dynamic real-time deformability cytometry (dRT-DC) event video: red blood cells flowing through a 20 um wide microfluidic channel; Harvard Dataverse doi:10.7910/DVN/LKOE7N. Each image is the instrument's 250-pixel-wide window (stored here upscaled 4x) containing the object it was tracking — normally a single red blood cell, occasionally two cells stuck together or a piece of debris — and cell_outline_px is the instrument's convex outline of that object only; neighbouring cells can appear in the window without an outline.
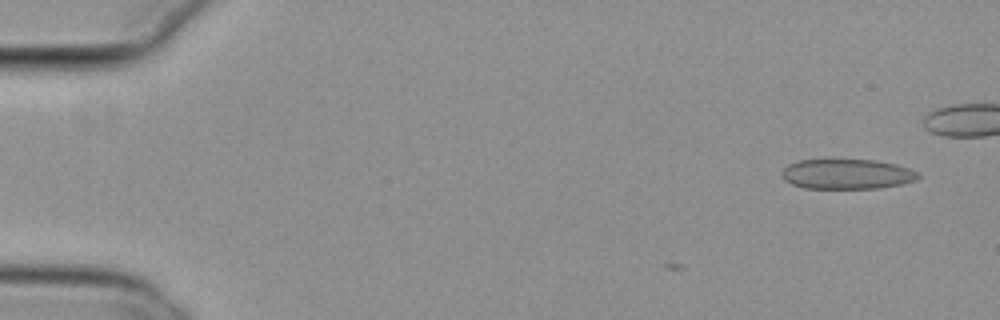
{"species": "common noctule bat (a hibernating species)", "species_latin": "Nyctalus noctula", "temperature_condition": "cold", "stored_images_in_passage": 2, "camera_frame_rate_fps": 3000, "um_per_image_px": 0.085, "animal": {"sex": "female", "body_mass_g": 29.2, "forearm_length_mm": 56.3}, "frame": {"image": 1, "passage_image": 2, "time_ms": 0.333, "image_size_px": [1000, 320], "cell_outline_px": [[920, 176], [916, 180], [900, 184], [880, 188], [804, 188], [792, 184], [784, 180], [780, 176], [780, 172], [788, 164], [800, 160], [876, 160], [896, 164], [908, 168], [916, 172]], "centroid_in_image_um": [71.95, 14.8], "position_along_channel_um": 13.0, "area_um2": 23.81}}